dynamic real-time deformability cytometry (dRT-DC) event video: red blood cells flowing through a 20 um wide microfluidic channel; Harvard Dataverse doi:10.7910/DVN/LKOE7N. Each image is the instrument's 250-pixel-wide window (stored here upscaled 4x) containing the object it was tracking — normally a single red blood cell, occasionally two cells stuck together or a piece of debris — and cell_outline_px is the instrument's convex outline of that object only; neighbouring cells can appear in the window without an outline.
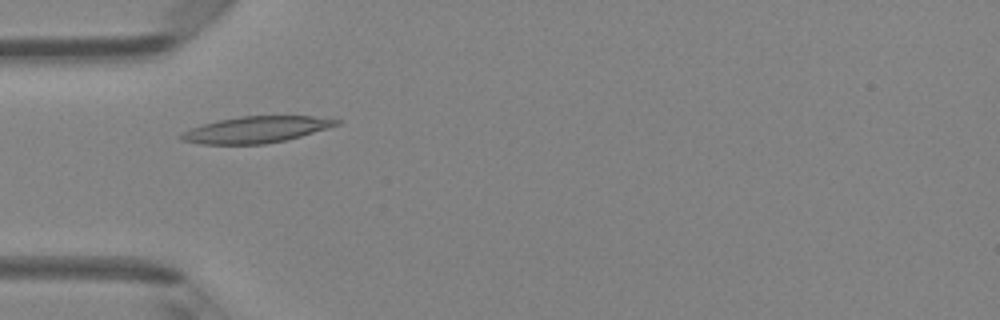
{"species": "Egyptian fruit bat (a non-hibernating species)", "species_latin": "Rousettus aegyptiacus", "temperature_condition": "room temperature", "stored_images_in_passage": 6, "camera_frame_rate_fps": 3000, "um_per_image_px": 0.085, "animal": {"sex": "female"}, "frame": {"image": 1, "passage_image": 4, "time_ms": 1.0, "image_size_px": [1000, 320], "cell_outline_px": [[344, 120], [340, 124], [328, 128], [300, 136], [284, 140], [264, 144], [200, 144], [180, 140], [180, 132], [188, 128], [220, 120], [240, 116], [312, 116]], "centroid_in_image_um": [21.75, 11.01], "position_along_channel_um": 63.2, "area_um2": 23.87}}
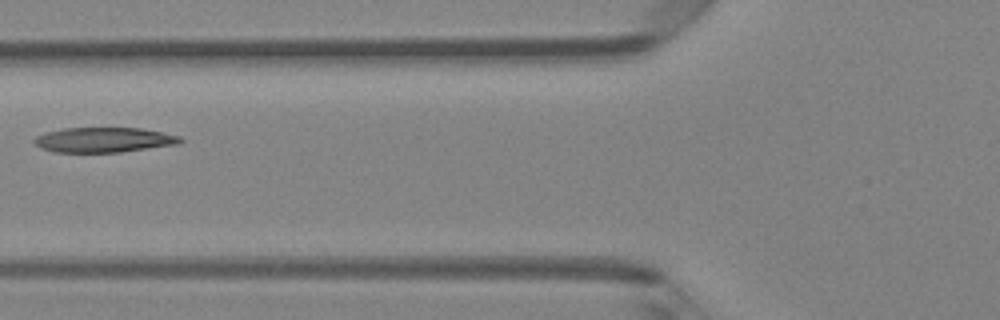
{"frame": {"image": 2, "passage_image": 5, "time_ms": 1.333, "image_size_px": [1000, 320], "cell_outline_px": [[184, 140], [180, 144], [120, 152], [52, 152], [40, 148], [32, 140], [36, 136], [44, 132], [64, 128], [140, 128], [180, 136]], "centroid_in_image_um": [8.8, 11.89], "position_along_channel_um": 117.0, "area_um2": 21.33}}
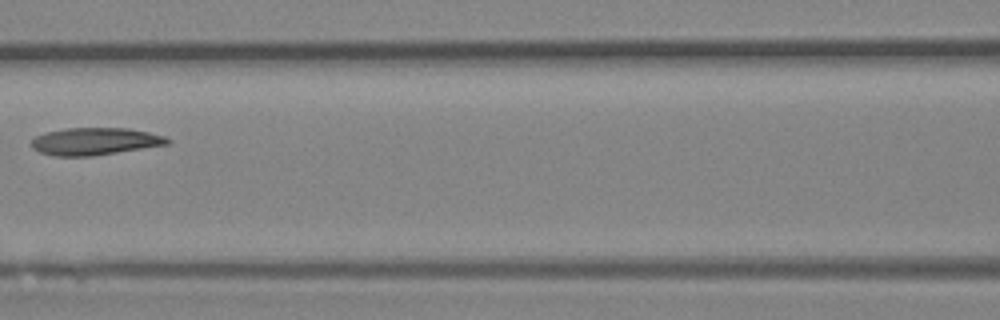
{"frame": {"image": 3, "passage_image": 6, "time_ms": 1.667, "image_size_px": [1000, 320], "cell_outline_px": [[172, 140], [168, 144], [92, 156], [52, 156], [40, 152], [32, 148], [32, 140], [36, 136], [44, 132], [64, 128], [128, 128], [148, 132], [164, 136]], "centroid_in_image_um": [8.04, 12.01], "position_along_channel_um": 158.6, "area_um2": 21.62}}